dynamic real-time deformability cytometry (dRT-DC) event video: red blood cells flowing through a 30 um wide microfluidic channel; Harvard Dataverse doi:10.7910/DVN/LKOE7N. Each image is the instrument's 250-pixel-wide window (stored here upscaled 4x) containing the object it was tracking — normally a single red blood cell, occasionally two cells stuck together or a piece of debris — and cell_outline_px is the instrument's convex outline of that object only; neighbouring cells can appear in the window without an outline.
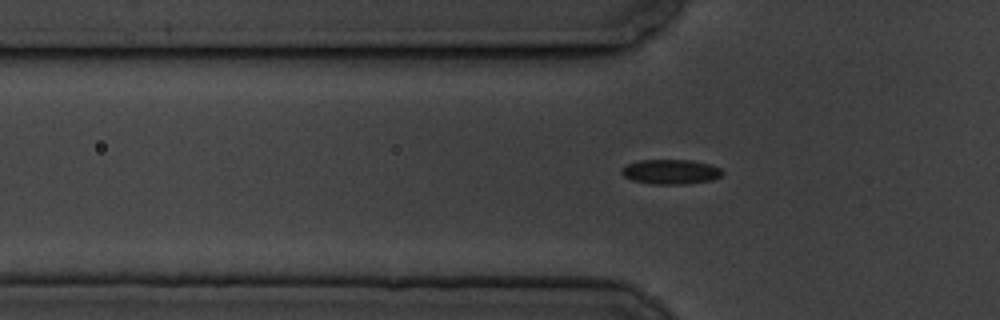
{"species": "common noctule bat (a hibernating species)", "species_latin": "Nyctalus noctula", "temperature_condition": "cold", "stored_images_in_passage": 45, "camera_frame_rate_fps": 3000, "um_per_image_px": 0.085, "animal": {"sex": "male", "body_mass_g": 19.5, "forearm_length_mm": 54.6}, "frame": {"image": 1, "passage_image": 8, "time_ms": 2.333, "image_size_px": [1000, 320], "cell_outline_px": [[724, 172], [720, 176], [712, 180], [684, 184], [652, 184], [632, 180], [624, 176], [620, 172], [620, 168], [628, 164], [640, 160], [692, 160], [708, 164], [720, 168]], "centroid_in_image_um": [56.99, 14.6], "position_along_channel_um": 68.8, "area_um2": 14.51}}
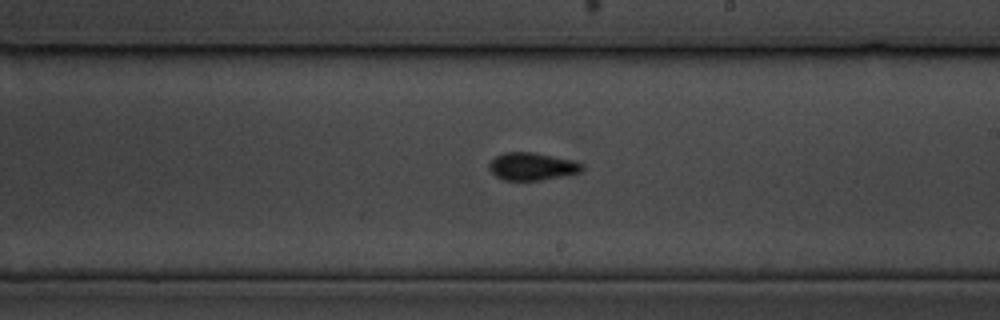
{"frame": {"image": 2, "passage_image": 23, "time_ms": 7.333, "image_size_px": [1000, 320], "cell_outline_px": [[584, 168], [580, 172], [568, 176], [540, 180], [504, 180], [496, 176], [488, 168], [488, 164], [496, 156], [504, 152], [532, 152], [572, 160], [584, 164]], "centroid_in_image_um": [45.25, 14.15], "position_along_channel_um": 243.8, "area_um2": 15.03}}
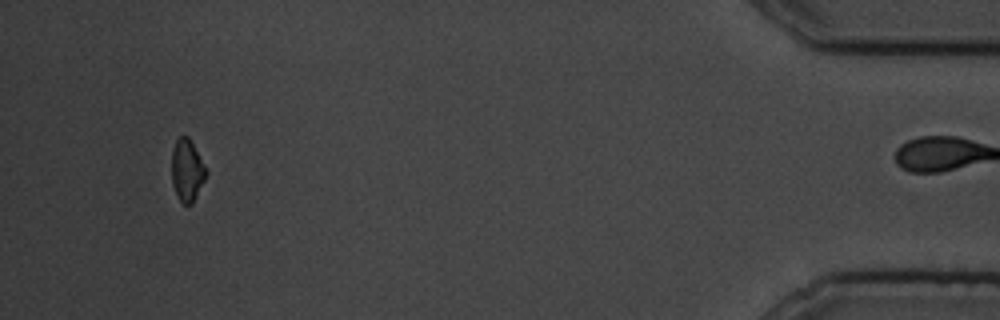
{"frame": {"image": 3, "passage_image": 44, "time_ms": 14.333, "image_size_px": [1000, 320], "cell_outline_px": [[208, 172], [192, 204], [184, 204], [180, 200], [172, 184], [172, 152], [176, 140], [180, 136], [188, 136]], "centroid_in_image_um": [15.89, 14.47], "position_along_channel_um": 419.3, "area_um2": 12.14}, "authors_computed_cell_mechanics": {"area_um2": 14.3922, "velocity_mm_per_s": 3.5066, "shape_relaxation_time_tau1_ms": 3.6367, "shape_relaxation_time_tau2_ms": 2.0312, "deformation_change_tau1": 0.0776, "deformation_change_tau2": 0.0475}}